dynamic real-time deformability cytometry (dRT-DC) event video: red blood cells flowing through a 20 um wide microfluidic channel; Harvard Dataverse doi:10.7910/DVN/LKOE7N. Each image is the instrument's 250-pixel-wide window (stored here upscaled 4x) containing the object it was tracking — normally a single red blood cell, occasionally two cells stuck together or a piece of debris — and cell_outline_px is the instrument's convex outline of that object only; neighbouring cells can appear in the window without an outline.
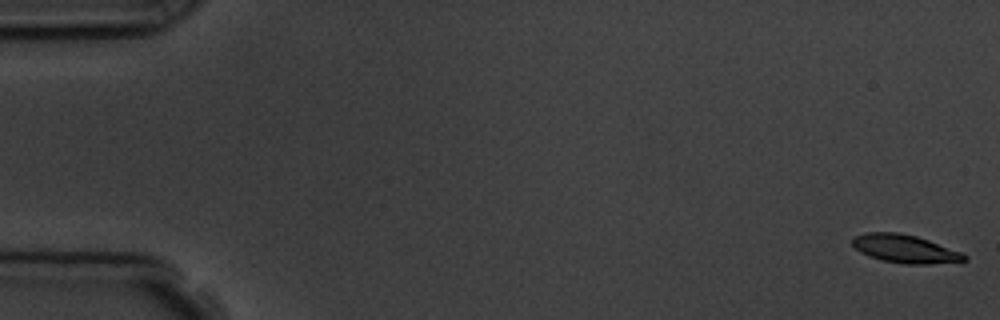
{"species": "common noctule bat (a hibernating species)", "species_latin": "Nyctalus noctula", "temperature_condition": "room temperature", "stored_images_in_passage": 6, "camera_frame_rate_fps": 3000, "um_per_image_px": 0.085, "animal": {"sex": "male", "body_mass_g": 19.5, "forearm_length_mm": 54.6}, "frame": {"image": 1, "passage_image": 1, "time_ms": 0.0, "image_size_px": [1000, 320], "cell_outline_px": [[968, 260], [928, 264], [904, 264], [884, 260], [860, 252], [852, 244], [852, 236], [864, 232], [900, 232], [916, 236], [928, 240], [960, 252], [968, 256]], "centroid_in_image_um": [76.89, 21.13], "position_along_channel_um": 8.1, "area_um2": 18.21}}